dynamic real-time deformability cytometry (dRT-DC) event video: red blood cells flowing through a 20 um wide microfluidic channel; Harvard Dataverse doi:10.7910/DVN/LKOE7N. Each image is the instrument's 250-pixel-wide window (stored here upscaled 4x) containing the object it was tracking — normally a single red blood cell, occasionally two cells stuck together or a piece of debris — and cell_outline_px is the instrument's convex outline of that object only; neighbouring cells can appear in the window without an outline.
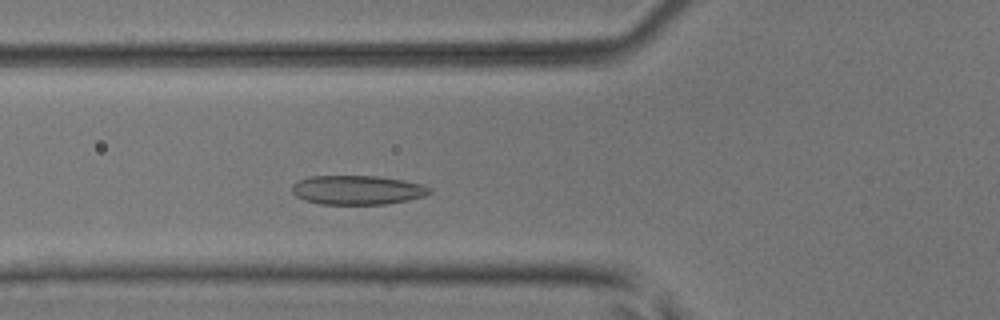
{"species": "common noctule bat (a hibernating species)", "species_latin": "Nyctalus noctula", "temperature_condition": "room temperature", "stored_images_in_passage": 45, "camera_frame_rate_fps": 3000, "um_per_image_px": 0.085, "animal": {"sex": "male", "body_mass_g": 17.9, "forearm_length_mm": 54.2}, "frame": {"image": 1, "passage_image": 13, "time_ms": 4.0, "image_size_px": [1000, 320], "cell_outline_px": [[432, 192], [424, 196], [408, 200], [388, 204], [320, 204], [304, 200], [296, 196], [292, 192], [292, 184], [296, 180], [312, 176], [380, 176], [404, 180], [420, 184], [432, 188]], "centroid_in_image_um": [30.37, 16.15], "position_along_channel_um": 95.4, "area_um2": 23.58}}
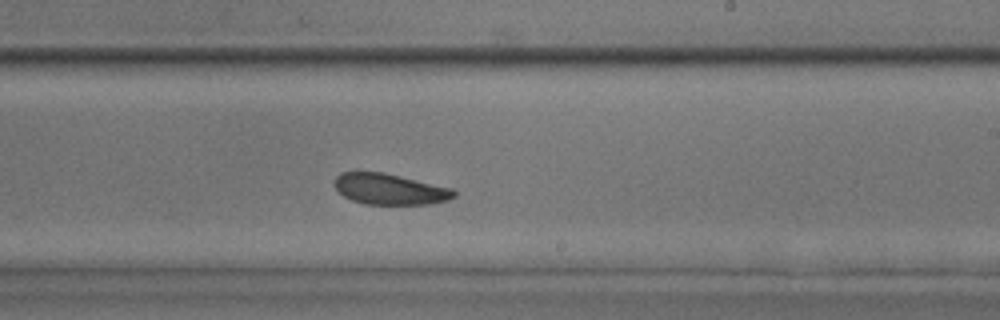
{"frame": {"image": 2, "passage_image": 25, "time_ms": 8.0, "image_size_px": [1000, 320], "cell_outline_px": [[456, 196], [448, 200], [428, 204], [364, 204], [352, 200], [344, 196], [336, 188], [336, 176], [340, 172], [384, 172], [452, 188], [456, 192]], "centroid_in_image_um": [33.15, 16.07], "position_along_channel_um": 255.8, "area_um2": 21.39}}
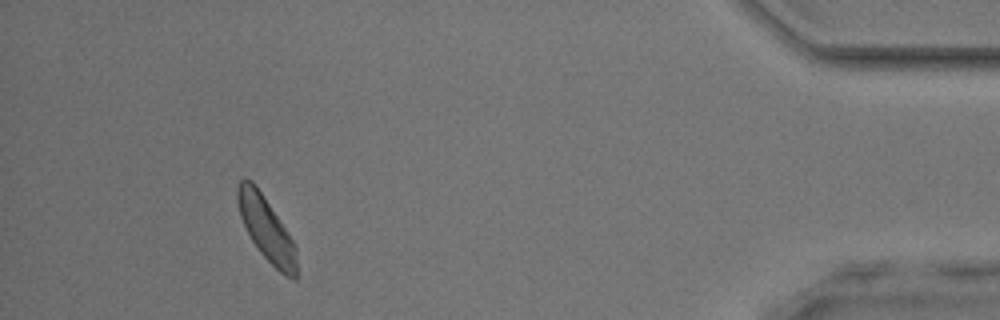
{"frame": {"image": 3, "passage_image": 41, "time_ms": 13.333, "image_size_px": [1000, 320], "cell_outline_px": [[296, 280], [292, 280], [284, 276], [260, 252], [252, 240], [240, 216], [236, 200], [236, 188], [240, 180], [252, 180], [288, 232], [296, 244]], "centroid_in_image_um": [22.64, 19.47], "position_along_channel_um": 412.6, "area_um2": 21.68}, "authors_computed_cell_mechanics": {"area_um2": 22.1374, "velocity_mm_per_s": 4.0377, "shape_relaxation_time_tau1_ms": 2.7216, "shape_relaxation_time_tau2_ms": 5.4469, "deformation_change_tau1": 0.0701, "deformation_change_tau2": 0.1289}}